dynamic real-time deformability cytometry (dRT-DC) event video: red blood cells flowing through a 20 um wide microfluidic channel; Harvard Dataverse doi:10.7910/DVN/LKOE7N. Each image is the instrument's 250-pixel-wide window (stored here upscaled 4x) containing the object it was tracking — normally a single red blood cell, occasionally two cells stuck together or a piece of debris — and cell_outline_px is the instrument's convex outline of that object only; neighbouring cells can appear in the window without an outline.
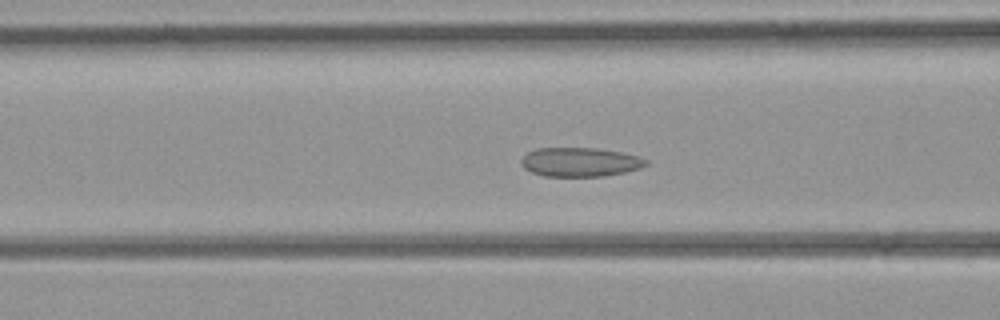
{"species": "common noctule bat (a hibernating species)", "species_latin": "Nyctalus noctula", "temperature_condition": "room temperature", "stored_images_in_passage": 38, "camera_frame_rate_fps": 3000, "um_per_image_px": 0.085, "animal": {"sex": "female", "body_mass_g": 21.9}, "frame": {"image": 1, "passage_image": 14, "time_ms": 4.333, "image_size_px": [1000, 320], "cell_outline_px": [[648, 164], [640, 168], [624, 172], [604, 176], [544, 176], [532, 172], [524, 168], [520, 164], [520, 160], [528, 152], [536, 148], [596, 148], [620, 152], [636, 156], [648, 160]], "centroid_in_image_um": [49.28, 13.77], "position_along_channel_um": 117.3, "area_um2": 21.04}}
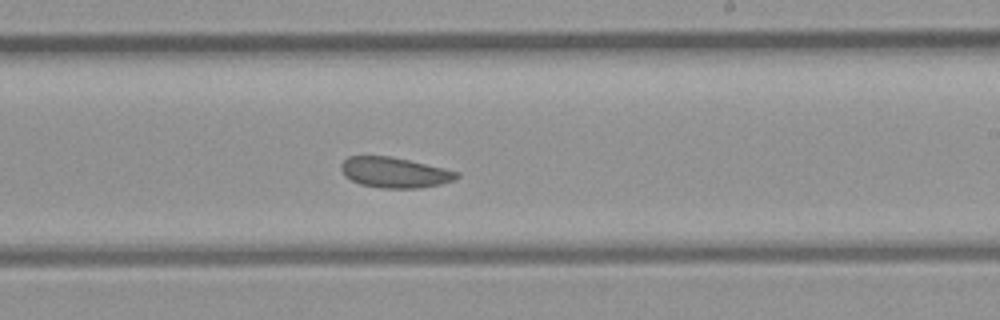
{"frame": {"image": 2, "passage_image": 23, "time_ms": 7.333, "image_size_px": [1000, 320], "cell_outline_px": [[460, 176], [452, 180], [440, 184], [420, 188], [380, 188], [360, 184], [344, 176], [340, 168], [340, 164], [348, 156], [388, 156], [408, 160], [444, 168], [460, 172]], "centroid_in_image_um": [33.52, 14.66], "position_along_channel_um": 255.5, "area_um2": 20.46}}
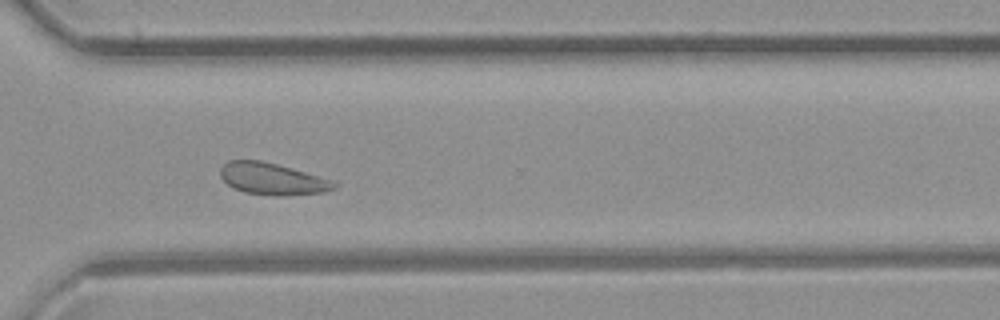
{"frame": {"image": 3, "passage_image": 29, "time_ms": 9.333, "image_size_px": [1000, 320], "cell_outline_px": [[340, 184], [336, 188], [324, 192], [284, 196], [272, 196], [244, 192], [228, 184], [220, 176], [220, 168], [228, 160], [260, 160], [276, 164], [336, 180]], "centroid_in_image_um": [23.21, 15.21], "position_along_channel_um": 347.4, "area_um2": 21.27}}